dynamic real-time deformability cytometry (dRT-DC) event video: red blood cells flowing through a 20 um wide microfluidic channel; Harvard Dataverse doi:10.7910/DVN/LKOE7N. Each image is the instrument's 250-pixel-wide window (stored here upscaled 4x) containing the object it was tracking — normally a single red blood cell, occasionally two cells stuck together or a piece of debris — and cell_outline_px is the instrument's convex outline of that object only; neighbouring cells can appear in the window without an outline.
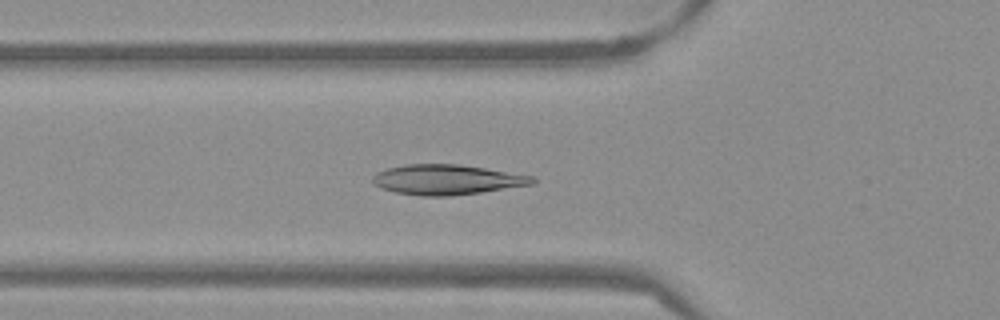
{"species": "Egyptian fruit bat (a non-hibernating species)", "species_latin": "Rousettus aegyptiacus", "temperature_condition": "warm", "stored_images_in_passage": 41, "camera_frame_rate_fps": 3000, "um_per_image_px": 0.085, "frame": {"image": 1, "passage_image": 7, "time_ms": 2.0, "image_size_px": [1000, 320], "cell_outline_px": [[536, 180], [532, 184], [480, 192], [448, 196], [420, 196], [396, 192], [380, 188], [372, 184], [372, 176], [376, 172], [388, 168], [404, 164], [460, 164], [536, 176]], "centroid_in_image_um": [37.95, 15.26], "position_along_channel_um": 87.9, "area_um2": 28.09}}
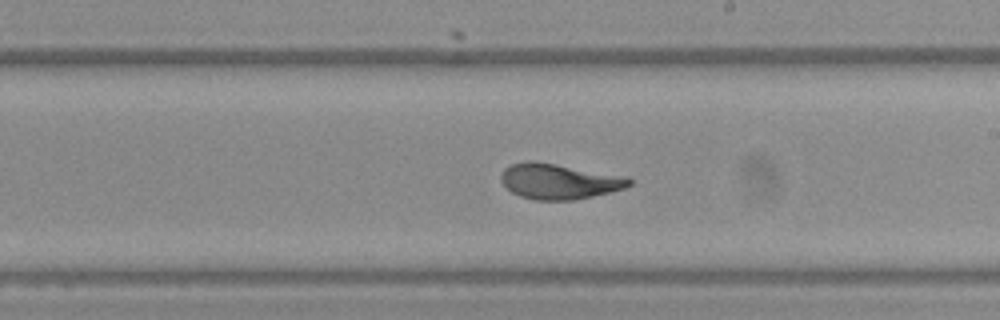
{"frame": {"image": 2, "passage_image": 19, "time_ms": 6.0, "image_size_px": [1000, 320], "cell_outline_px": [[632, 184], [624, 188], [592, 196], [572, 200], [536, 200], [520, 196], [512, 192], [500, 180], [500, 176], [504, 168], [512, 164], [528, 160], [532, 160], [628, 176], [632, 180]], "centroid_in_image_um": [47.52, 15.4], "position_along_channel_um": 241.5, "area_um2": 26.41}}
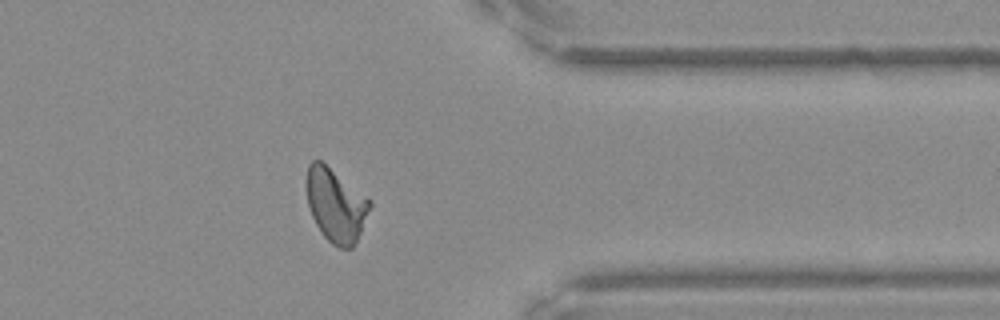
{"frame": {"image": 3, "passage_image": 31, "time_ms": 10.0, "image_size_px": [1000, 320], "cell_outline_px": [[372, 204], [360, 232], [352, 248], [340, 248], [332, 244], [324, 236], [316, 224], [312, 216], [308, 204], [304, 184], [308, 164], [312, 160], [320, 160], [372, 200]], "centroid_in_image_um": [28.51, 17.4], "position_along_channel_um": 382.9, "area_um2": 27.11}, "authors_computed_cell_mechanics": {"area_um2": 26.4146, "velocity_mm_per_s": 3.8296, "shape_relaxation_time_tau1_ms": 10.8473, "shape_relaxation_time_tau2_ms": 0.8414, "deformation_change_tau1": 0.2958, "deformation_change_tau2": 0.0554}}